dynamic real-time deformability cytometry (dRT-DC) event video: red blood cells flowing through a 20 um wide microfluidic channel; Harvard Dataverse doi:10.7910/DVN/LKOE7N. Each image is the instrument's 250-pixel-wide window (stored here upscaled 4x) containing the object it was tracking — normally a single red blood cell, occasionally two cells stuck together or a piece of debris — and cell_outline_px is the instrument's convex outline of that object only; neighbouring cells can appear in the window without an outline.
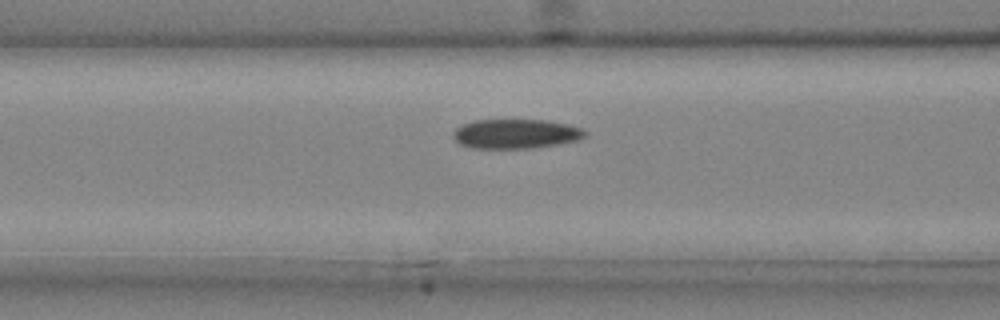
{"species": "common noctule bat (a hibernating species)", "species_latin": "Nyctalus noctula", "temperature_condition": "cold", "stored_images_in_passage": 30, "camera_frame_rate_fps": 3000, "um_per_image_px": 0.085, "animal": {"sex": "male", "body_mass_g": 20.4}, "frame": {"image": 1, "passage_image": 9, "time_ms": 2.667, "image_size_px": [1000, 320], "cell_outline_px": [[588, 136], [580, 140], [560, 144], [528, 148], [472, 148], [460, 144], [452, 136], [452, 132], [456, 128], [464, 124], [476, 120], [548, 120], [568, 124], [584, 128], [588, 132]], "centroid_in_image_um": [43.91, 11.37], "position_along_channel_um": 122.7, "area_um2": 22.89}}
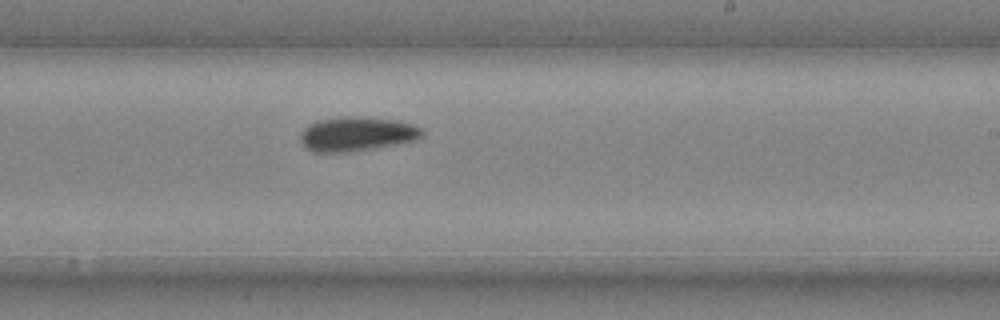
{"frame": {"image": 2, "passage_image": 18, "time_ms": 5.667, "image_size_px": [1000, 320], "cell_outline_px": [[424, 136], [420, 140], [352, 152], [312, 152], [300, 140], [300, 132], [308, 124], [316, 120], [340, 116], [356, 116], [396, 120], [412, 124], [424, 128]], "centroid_in_image_um": [30.37, 11.38], "position_along_channel_um": 258.6, "area_um2": 24.85}}
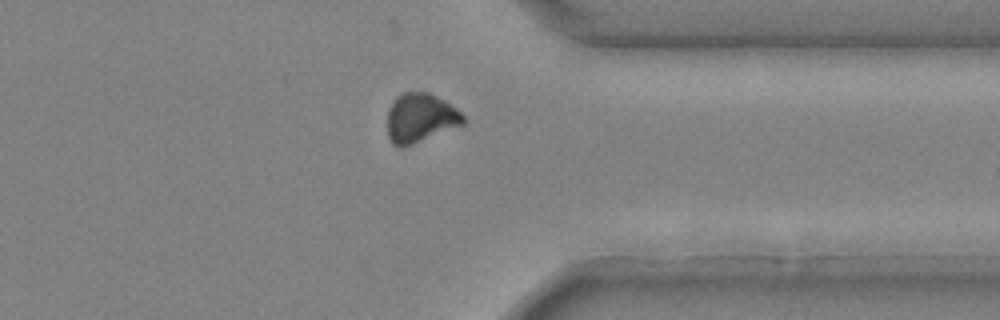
{"frame": {"image": 3, "passage_image": 26, "time_ms": 8.333, "image_size_px": [1000, 320], "cell_outline_px": [[468, 120], [464, 124], [404, 148], [400, 148], [392, 144], [388, 136], [388, 108], [396, 96], [404, 92], [428, 92], [444, 100], [456, 108]], "centroid_in_image_um": [35.73, 10.04], "position_along_channel_um": 375.7, "area_um2": 21.96}}